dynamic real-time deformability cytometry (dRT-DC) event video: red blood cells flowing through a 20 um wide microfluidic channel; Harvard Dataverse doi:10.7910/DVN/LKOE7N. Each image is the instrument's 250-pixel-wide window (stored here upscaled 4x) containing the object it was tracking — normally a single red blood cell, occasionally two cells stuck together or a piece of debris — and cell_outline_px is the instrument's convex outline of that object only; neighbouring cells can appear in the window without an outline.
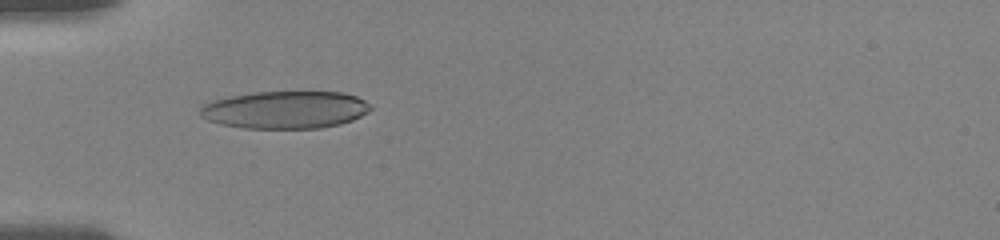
{"species": "human", "species_latin": "Homo sapiens", "temperature_condition": "room temperature", "stored_images_in_passage": 51, "camera_frame_rate_fps": 3000, "um_per_image_px": 0.085, "donor": {"sex": "female"}, "frame": {"image": 1, "passage_image": 17, "time_ms": 5.667, "image_size_px": [1000, 240], "cell_outline_px": [[372, 108], [368, 112], [352, 120], [340, 124], [320, 128], [244, 128], [220, 124], [208, 120], [200, 116], [200, 108], [204, 104], [216, 100], [232, 96], [252, 92], [344, 92], [356, 96], [372, 104]], "centroid_in_image_um": [24.28, 9.33], "position_along_channel_um": 60.7, "area_um2": 37.22}}
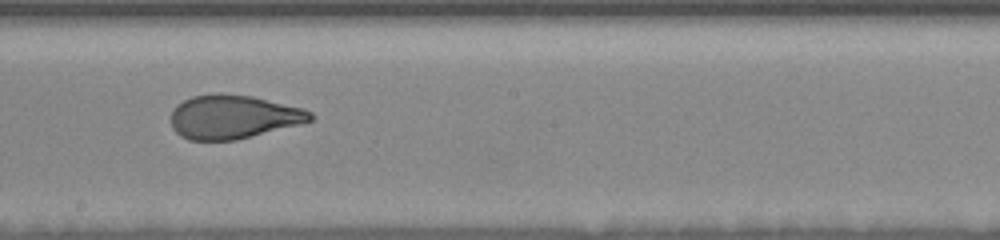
{"frame": {"image": 2, "passage_image": 31, "time_ms": 10.333, "image_size_px": [1000, 240], "cell_outline_px": [[316, 116], [312, 120], [300, 124], [236, 140], [188, 140], [180, 136], [172, 128], [172, 112], [176, 104], [192, 96], [216, 92], [220, 92], [252, 96], [304, 108], [312, 112]], "centroid_in_image_um": [19.83, 9.92], "position_along_channel_um": 228.4, "area_um2": 35.84}}
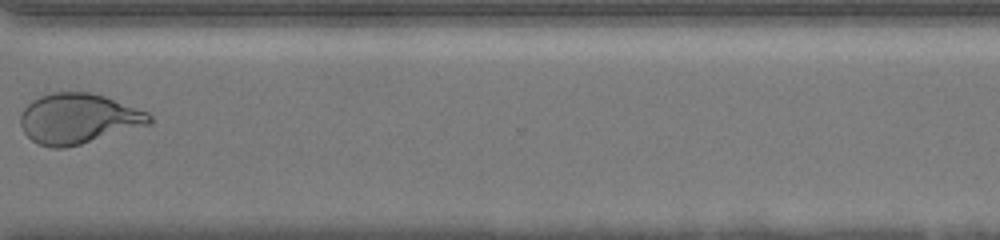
{"frame": {"image": 3, "passage_image": 41, "time_ms": 14.0, "image_size_px": [1000, 240], "cell_outline_px": [[152, 124], [80, 144], [64, 148], [52, 148], [40, 144], [32, 140], [24, 132], [20, 124], [20, 116], [24, 108], [32, 100], [40, 96], [52, 92], [88, 92], [104, 96], [148, 112], [152, 116]], "centroid_in_image_um": [6.66, 10.08], "position_along_channel_um": 363.9, "area_um2": 37.63}, "authors_computed_cell_mechanics": {"area_um2": 36.6452, "velocity_mm_per_s": 3.6961, "shape_relaxation_time_tau1_ms": 6.0774, "shape_relaxation_time_tau2_ms": 0.9633, "deformation_change_tau1": 0.2292, "deformation_change_tau2": 0.0838}}